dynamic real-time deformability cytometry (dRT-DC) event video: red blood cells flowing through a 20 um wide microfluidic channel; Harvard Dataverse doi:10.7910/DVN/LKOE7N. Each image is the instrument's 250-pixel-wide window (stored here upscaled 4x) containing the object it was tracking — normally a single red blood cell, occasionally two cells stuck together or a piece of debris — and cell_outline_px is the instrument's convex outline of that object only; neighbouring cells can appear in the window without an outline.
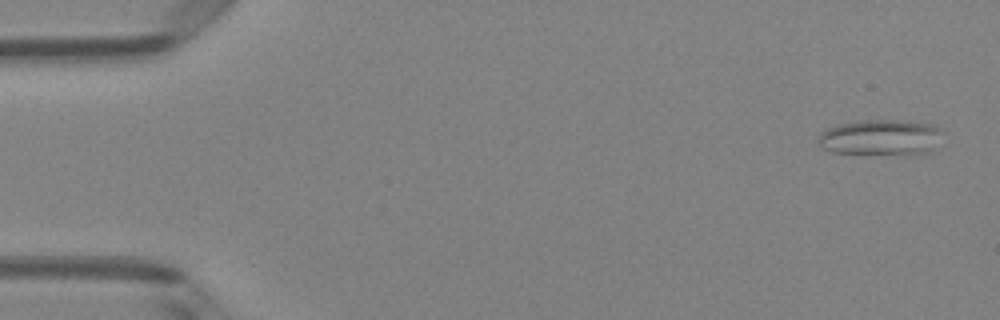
{"species": "Egyptian fruit bat (a non-hibernating species)", "species_latin": "Rousettus aegyptiacus", "temperature_condition": "room temperature", "stored_images_in_passage": 4, "camera_frame_rate_fps": 3000, "um_per_image_px": 0.085, "animal": {"sex": "female"}, "frame": {"image": 1, "passage_image": 1, "time_ms": 0.0, "image_size_px": [1000, 320], "cell_outline_px": [[936, 128], [932, 148], [928, 152], [832, 152], [824, 148], [816, 140], [828, 128], [836, 124], [860, 120], [900, 120], [932, 124]], "centroid_in_image_um": [74.7, 11.62], "position_along_channel_um": 10.3, "area_um2": 24.16}}